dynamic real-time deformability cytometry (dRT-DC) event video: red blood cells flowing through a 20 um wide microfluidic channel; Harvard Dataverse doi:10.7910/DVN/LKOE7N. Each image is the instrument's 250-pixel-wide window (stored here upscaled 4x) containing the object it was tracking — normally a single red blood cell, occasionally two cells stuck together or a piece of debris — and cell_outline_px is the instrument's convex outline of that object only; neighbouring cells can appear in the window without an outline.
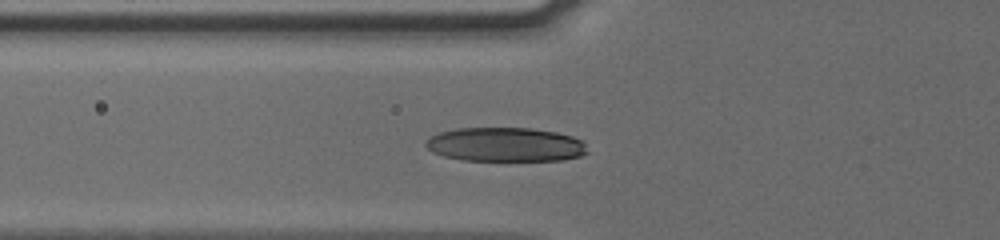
{"species": "human", "species_latin": "Homo sapiens", "temperature_condition": "cold", "stored_images_in_passage": 29, "camera_frame_rate_fps": 3000, "um_per_image_px": 0.085, "donor": {"sex": "male"}, "frame": {"image": 1, "passage_image": 2, "time_ms": 0.333, "image_size_px": [1000, 240], "cell_outline_px": [[588, 152], [580, 156], [564, 160], [464, 160], [444, 156], [432, 152], [424, 144], [424, 140], [440, 132], [456, 128], [528, 128], [556, 132], [572, 136], [580, 140], [584, 144]], "centroid_in_image_um": [42.93, 12.28], "position_along_channel_um": 82.9, "area_um2": 32.02}}
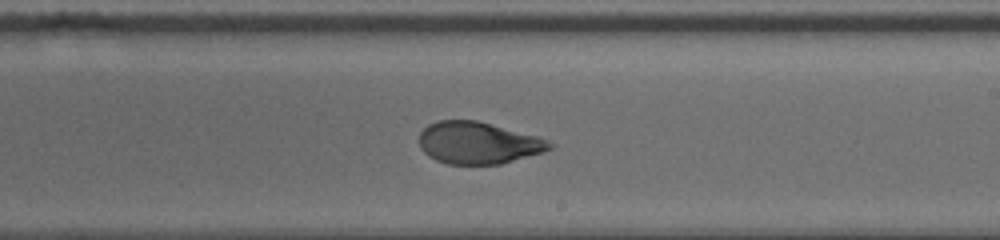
{"frame": {"image": 2, "passage_image": 15, "time_ms": 4.667, "image_size_px": [1000, 240], "cell_outline_px": [[556, 144], [552, 148], [544, 152], [500, 164], [448, 164], [436, 160], [428, 156], [420, 148], [420, 132], [428, 124], [436, 120], [476, 120], [536, 136], [548, 140]], "centroid_in_image_um": [40.64, 12.15], "position_along_channel_um": 248.4, "area_um2": 31.91}}
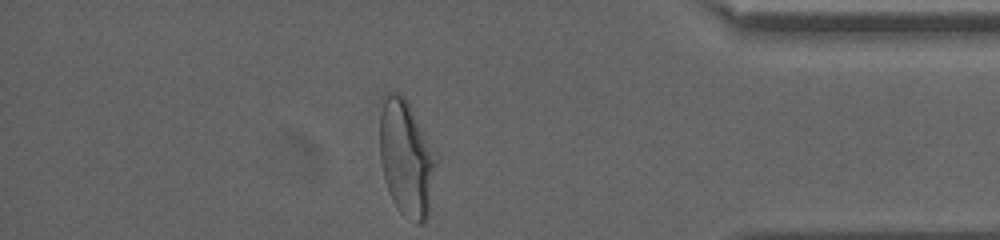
{"frame": {"image": 3, "passage_image": 29, "time_ms": 9.333, "image_size_px": [1000, 240], "cell_outline_px": [[440, 160], [428, 216], [424, 224], [416, 224], [404, 216], [396, 208], [388, 192], [384, 180], [380, 160], [380, 96], [384, 92], [396, 92], [404, 96], [440, 152]], "centroid_in_image_um": [34.6, 13.43], "position_along_channel_um": 400.6, "area_um2": 40.4}, "authors_computed_cell_mechanics": {"area_um2": 32.657, "velocity_mm_per_s": 3.8021, "shape_relaxation_time_tau1_ms": 3.5723, "shape_relaxation_time_tau2_ms": 1.2189, "deformation_change_tau1": 0.1801, "deformation_change_tau2": 0.0606}}